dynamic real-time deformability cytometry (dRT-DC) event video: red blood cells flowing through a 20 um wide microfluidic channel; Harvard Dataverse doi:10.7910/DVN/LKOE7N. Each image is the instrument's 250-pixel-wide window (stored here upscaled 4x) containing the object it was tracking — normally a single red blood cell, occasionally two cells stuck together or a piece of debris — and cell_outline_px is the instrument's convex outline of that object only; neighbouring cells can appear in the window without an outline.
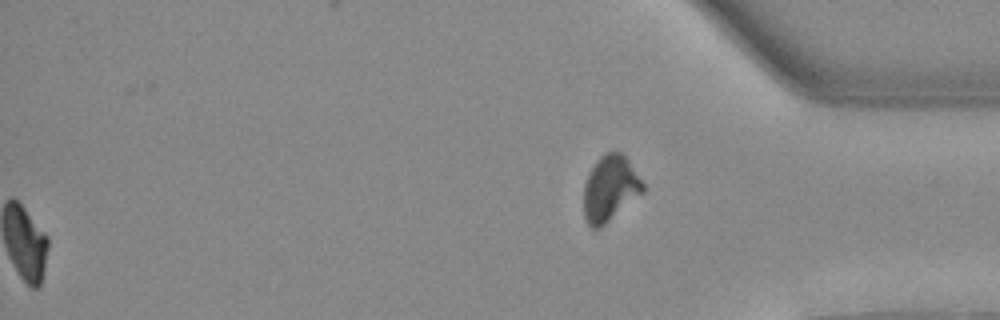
{"species": "Egyptian fruit bat (a non-hibernating species)", "species_latin": "Rousettus aegyptiacus", "temperature_condition": "warm", "stored_images_in_passage": 52, "segment_of_instrument_passage": [2, 2], "camera_frame_rate_fps": 3000, "um_per_image_px": 0.085, "animal": {"sex": "female"}, "frame": {"image": 1, "passage_image": 52, "time_ms": 17.0, "image_size_px": [1000, 320], "cell_outline_px": [[644, 192], [600, 228], [592, 228], [584, 220], [584, 184], [596, 160], [604, 152], [624, 152], [644, 184]], "centroid_in_image_um": [51.86, 16.0], "position_along_channel_um": 383.3, "area_um2": 22.72}}